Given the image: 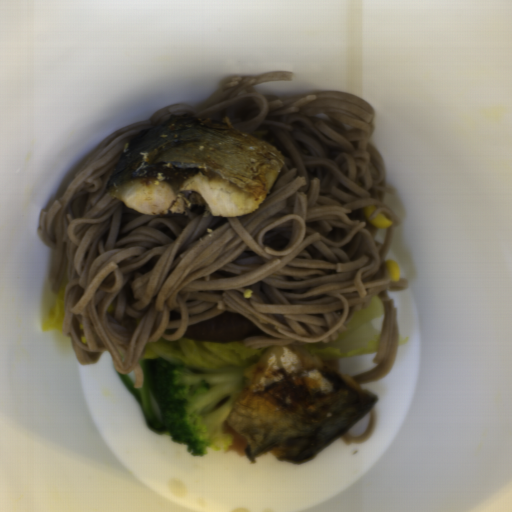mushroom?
Here are the masks:
<instances>
[{"mask_svg": "<svg viewBox=\"0 0 512 512\" xmlns=\"http://www.w3.org/2000/svg\"><path fill=\"white\" fill-rule=\"evenodd\" d=\"M262 331L239 312L226 311L186 327L183 338L212 343H239L262 335Z\"/></svg>", "mask_w": 512, "mask_h": 512, "instance_id": "983e1aa8", "label": "mushroom"}]
</instances>
